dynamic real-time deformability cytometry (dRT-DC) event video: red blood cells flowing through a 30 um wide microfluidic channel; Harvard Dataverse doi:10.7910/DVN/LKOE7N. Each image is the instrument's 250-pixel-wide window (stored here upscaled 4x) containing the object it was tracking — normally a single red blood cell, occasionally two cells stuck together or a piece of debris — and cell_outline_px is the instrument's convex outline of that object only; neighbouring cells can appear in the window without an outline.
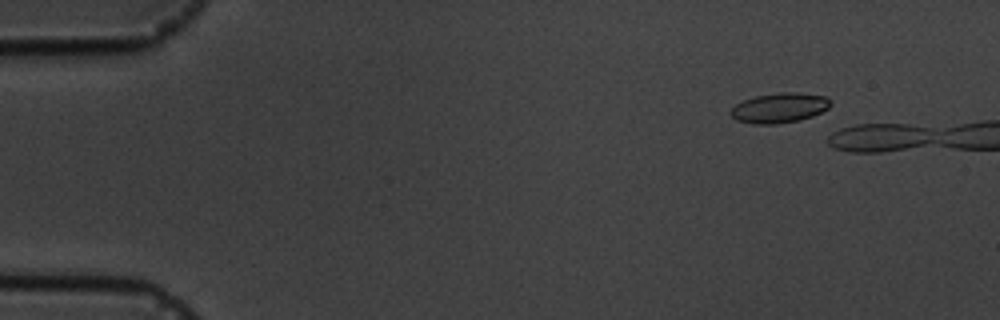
{"species": "common noctule bat (a hibernating species)", "species_latin": "Nyctalus noctula", "temperature_condition": "cold", "stored_images_in_passage": 3, "camera_frame_rate_fps": 3000, "um_per_image_px": 0.085, "animal": {"sex": "male", "body_mass_g": 19.5, "forearm_length_mm": 54.6}, "frame": {"image": 1, "passage_image": 1, "time_ms": 0.0, "image_size_px": [1000, 320], "cell_outline_px": [[832, 104], [828, 108], [812, 116], [800, 120], [776, 124], [752, 124], [736, 120], [728, 112], [736, 104], [744, 100], [756, 96], [780, 92], [796, 92], [824, 96]], "centroid_in_image_um": [66.22, 9.17], "position_along_channel_um": 18.8, "area_um2": 17.34}}